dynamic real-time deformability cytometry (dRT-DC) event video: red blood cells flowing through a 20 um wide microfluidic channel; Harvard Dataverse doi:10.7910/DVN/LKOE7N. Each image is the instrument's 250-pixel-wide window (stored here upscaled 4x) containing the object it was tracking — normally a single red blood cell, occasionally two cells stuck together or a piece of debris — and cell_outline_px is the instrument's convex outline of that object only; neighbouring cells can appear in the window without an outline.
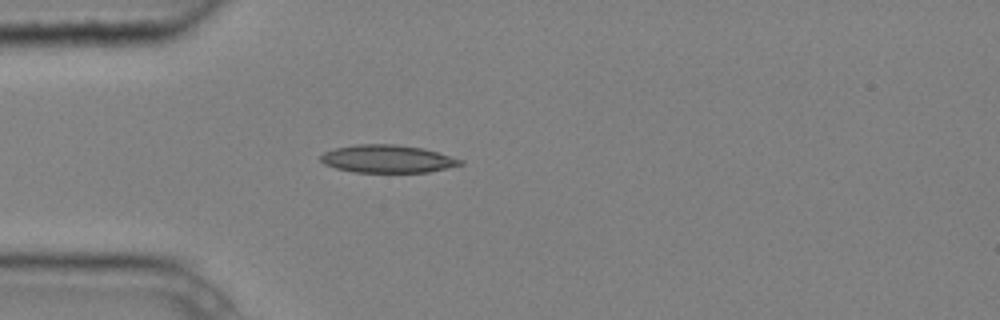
{"species": "common noctule bat (a hibernating species)", "species_latin": "Nyctalus noctula", "temperature_condition": "cold", "stored_images_in_passage": 5, "camera_frame_rate_fps": 3000, "um_per_image_px": 0.085, "animal": {"sex": "male", "body_mass_g": 20.4}, "frame": {"image": 1, "passage_image": 5, "time_ms": 1.333, "image_size_px": [1000, 320], "cell_outline_px": [[464, 164], [428, 172], [352, 172], [336, 168], [324, 164], [320, 160], [320, 156], [324, 152], [336, 148], [356, 144], [396, 144], [424, 148], [464, 160]], "centroid_in_image_um": [32.94, 13.5], "position_along_channel_um": 52.1, "area_um2": 22.66}}